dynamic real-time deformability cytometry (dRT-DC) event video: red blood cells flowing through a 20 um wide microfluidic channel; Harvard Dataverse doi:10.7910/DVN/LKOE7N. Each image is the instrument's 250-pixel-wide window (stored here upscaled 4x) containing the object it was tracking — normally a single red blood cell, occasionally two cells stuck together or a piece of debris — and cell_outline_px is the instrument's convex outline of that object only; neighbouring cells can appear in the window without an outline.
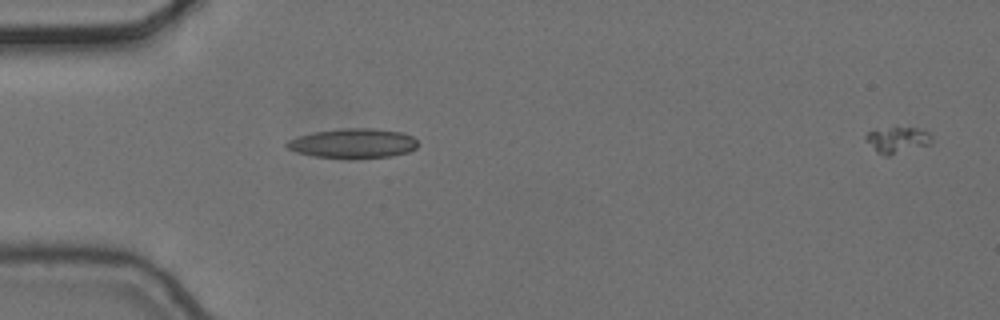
{"species": "common noctule bat (a hibernating species)", "species_latin": "Nyctalus noctula", "temperature_condition": "cold", "stored_images_in_passage": 4, "segment_of_instrument_passage": [2, 2], "camera_frame_rate_fps": 3000, "um_per_image_px": 0.085, "animal": {"sex": "female", "body_mass_g": 24.6, "forearm_length_mm": 56.2}, "frame": {"image": 1, "passage_image": 4, "time_ms": 1.0, "image_size_px": [1000, 320], "cell_outline_px": [[932, 144], [888, 156], [884, 156], [876, 152], [864, 136], [868, 132], [876, 128], [916, 128], [928, 132], [932, 136]], "centroid_in_image_um": [76.28, 11.9], "position_along_channel_um": 8.7, "area_um2": 10.06}}